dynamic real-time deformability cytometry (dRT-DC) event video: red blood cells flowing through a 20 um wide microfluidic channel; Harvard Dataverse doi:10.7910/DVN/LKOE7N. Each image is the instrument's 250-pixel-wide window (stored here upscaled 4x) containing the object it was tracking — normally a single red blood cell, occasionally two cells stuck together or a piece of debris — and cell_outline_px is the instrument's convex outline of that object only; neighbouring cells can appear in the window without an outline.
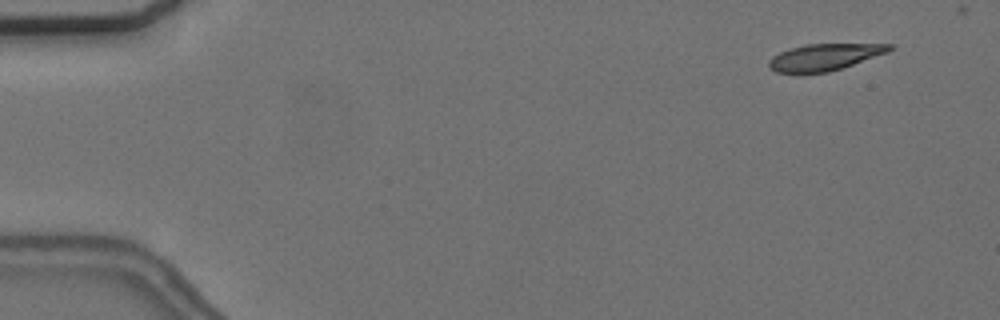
{"species": "common noctule bat (a hibernating species)", "species_latin": "Nyctalus noctula", "temperature_condition": "cold", "stored_images_in_passage": 7, "camera_frame_rate_fps": 3000, "um_per_image_px": 0.085, "animal": {"sex": "female", "body_mass_g": 24.6, "forearm_length_mm": 56.2}, "frame": {"image": 1, "passage_image": 1, "time_ms": 0.0, "image_size_px": [1000, 320], "cell_outline_px": [[892, 48], [888, 52], [828, 72], [776, 72], [768, 68], [768, 60], [772, 56], [780, 52], [804, 44], [892, 44]], "centroid_in_image_um": [70.03, 4.84], "position_along_channel_um": 15.0, "area_um2": 18.32}}